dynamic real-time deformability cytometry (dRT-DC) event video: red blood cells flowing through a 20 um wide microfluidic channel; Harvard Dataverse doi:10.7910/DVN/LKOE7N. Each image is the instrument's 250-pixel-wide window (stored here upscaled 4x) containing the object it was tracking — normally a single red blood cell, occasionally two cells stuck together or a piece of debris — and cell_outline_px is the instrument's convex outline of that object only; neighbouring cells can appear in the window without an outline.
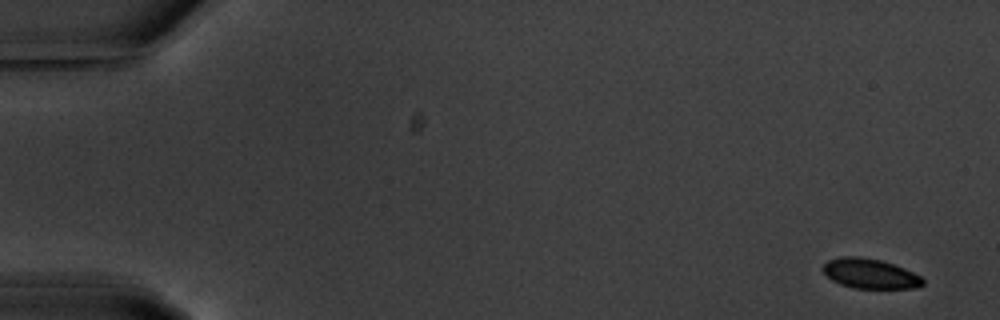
{"species": "common noctule bat (a hibernating species)", "species_latin": "Nyctalus noctula", "temperature_condition": "warm", "stored_images_in_passage": 4, "camera_frame_rate_fps": 3000, "um_per_image_px": 0.085, "animal": {"sex": "male", "body_mass_g": 20.1, "forearm_length_mm": 53.5}, "frame": {"image": 1, "passage_image": 1, "time_ms": 0.0, "image_size_px": [1000, 320], "cell_outline_px": [[924, 284], [916, 288], [852, 288], [840, 284], [832, 280], [820, 268], [828, 260], [840, 256], [860, 256], [880, 260], [904, 268], [920, 276], [924, 280]], "centroid_in_image_um": [73.93, 23.25], "position_along_channel_um": 11.1, "area_um2": 17.4}}
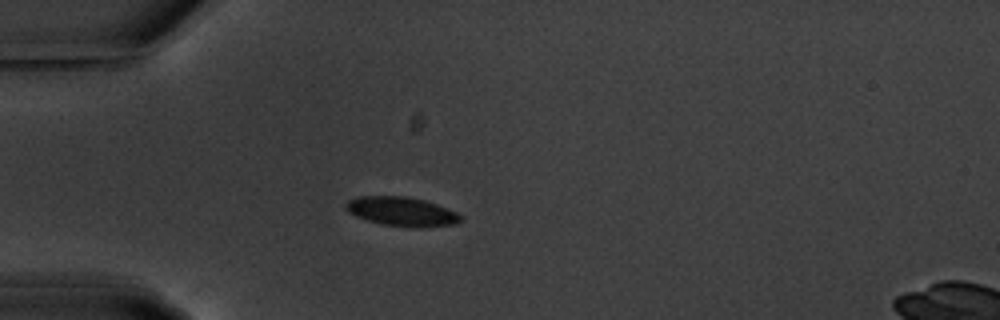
{"frame": {"image": 2, "passage_image": 4, "time_ms": 4.667, "image_size_px": [1000, 320], "cell_outline_px": [[464, 220], [456, 224], [420, 228], [412, 228], [380, 224], [356, 216], [348, 212], [344, 208], [344, 204], [348, 200], [356, 196], [404, 196], [424, 200], [448, 208], [456, 212]], "centroid_in_image_um": [34.13, 17.99], "position_along_channel_um": 50.9, "area_um2": 19.77}}